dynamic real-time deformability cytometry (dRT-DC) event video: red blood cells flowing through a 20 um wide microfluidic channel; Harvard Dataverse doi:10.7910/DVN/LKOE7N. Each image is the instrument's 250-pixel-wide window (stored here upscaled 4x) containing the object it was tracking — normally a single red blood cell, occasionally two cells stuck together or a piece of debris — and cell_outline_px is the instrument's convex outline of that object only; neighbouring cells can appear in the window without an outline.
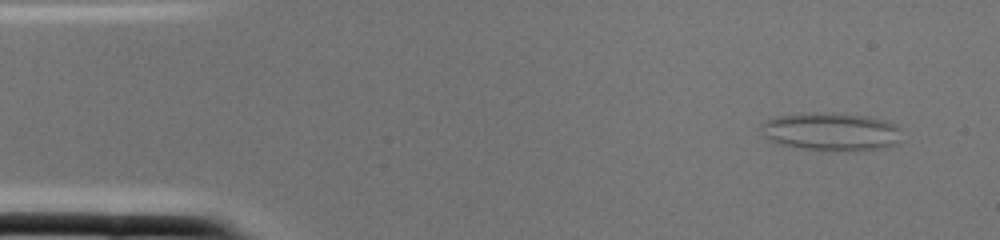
{"species": "common noctule bat (a hibernating species)", "species_latin": "Nyctalus noctula", "temperature_condition": "cold", "stored_images_in_passage": 1, "camera_frame_rate_fps": 3000, "um_per_image_px": 0.085, "animal": {"sex": "female", "body_mass_g": 22.0, "forearm_length_mm": 56.7}, "frame": {"image": 1, "passage_image": 1, "time_ms": 0.0, "image_size_px": [1000, 240], "cell_outline_px": [[900, 128], [896, 144], [880, 148], [852, 152], [800, 148], [780, 144], [768, 140], [764, 136], [760, 128], [760, 124], [772, 116], [800, 112], [868, 116], [884, 120], [896, 124]], "centroid_in_image_um": [70.57, 11.19], "position_along_channel_um": 14.4, "area_um2": 31.39}}